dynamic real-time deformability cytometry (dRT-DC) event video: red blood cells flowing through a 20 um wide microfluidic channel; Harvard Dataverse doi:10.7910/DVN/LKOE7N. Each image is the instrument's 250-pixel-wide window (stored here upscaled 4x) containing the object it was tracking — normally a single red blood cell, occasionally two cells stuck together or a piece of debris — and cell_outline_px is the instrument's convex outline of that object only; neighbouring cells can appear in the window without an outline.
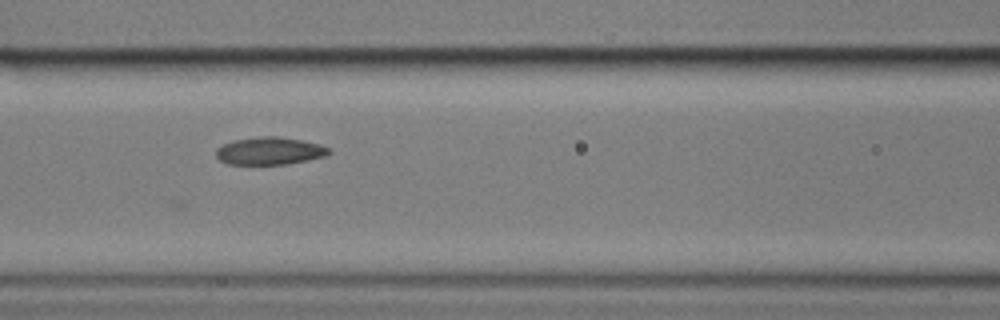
{"species": "common noctule bat (a hibernating species)", "species_latin": "Nyctalus noctula", "temperature_condition": "cold", "stored_images_in_passage": 34, "camera_frame_rate_fps": 3000, "um_per_image_px": 0.085, "animal": {"sex": "male", "body_mass_g": 17.9}, "frame": {"image": 1, "passage_image": 8, "time_ms": 2.333, "image_size_px": [1000, 320], "cell_outline_px": [[332, 152], [324, 156], [308, 160], [288, 164], [228, 164], [220, 160], [216, 156], [216, 148], [232, 140], [260, 136], [276, 136], [300, 140], [320, 144], [328, 148]], "centroid_in_image_um": [22.9, 12.83], "position_along_channel_um": 143.7, "area_um2": 18.09}}
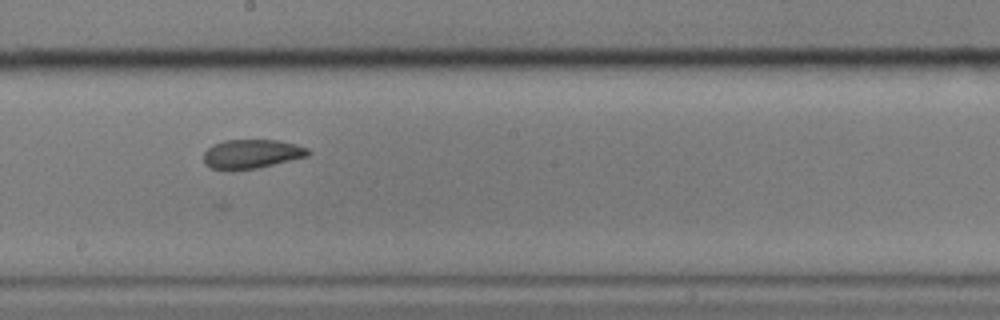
{"frame": {"image": 2, "passage_image": 15, "time_ms": 4.667, "image_size_px": [1000, 320], "cell_outline_px": [[312, 152], [308, 156], [256, 168], [212, 168], [204, 164], [204, 152], [212, 144], [224, 140], [280, 140], [296, 144], [308, 148]], "centroid_in_image_um": [21.42, 13.05], "position_along_channel_um": 226.8, "area_um2": 17.4}}